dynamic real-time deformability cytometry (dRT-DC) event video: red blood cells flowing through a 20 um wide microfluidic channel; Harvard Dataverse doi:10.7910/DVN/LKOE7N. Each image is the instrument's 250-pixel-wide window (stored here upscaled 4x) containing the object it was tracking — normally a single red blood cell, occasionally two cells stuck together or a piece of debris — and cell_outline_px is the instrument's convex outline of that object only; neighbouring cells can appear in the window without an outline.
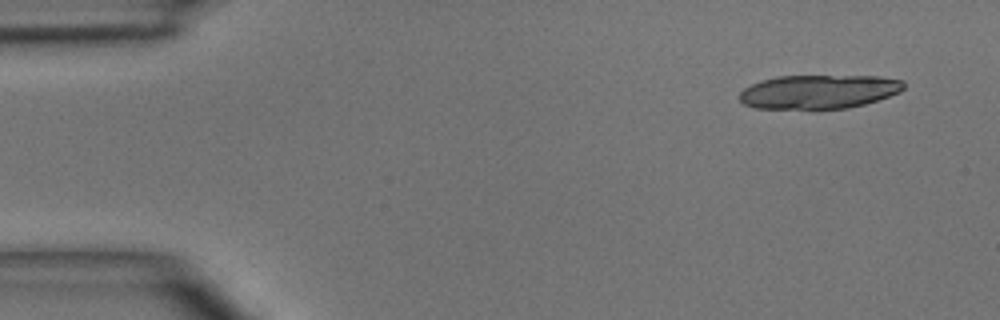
{"species": "common noctule bat (a hibernating species)", "species_latin": "Nyctalus noctula", "temperature_condition": "room temperature", "stored_images_in_passage": 5, "camera_frame_rate_fps": 3000, "um_per_image_px": 0.085, "animal": {"sex": "male", "body_mass_g": 15.6}, "frame": {"image": 1, "passage_image": 1, "time_ms": 0.0, "image_size_px": [1000, 320], "cell_outline_px": [[904, 88], [900, 92], [864, 104], [848, 108], [756, 108], [744, 104], [740, 100], [740, 92], [744, 88], [760, 80], [776, 76], [880, 76], [904, 80]], "centroid_in_image_um": [69.6, 7.78], "position_along_channel_um": 15.4, "area_um2": 32.31}}